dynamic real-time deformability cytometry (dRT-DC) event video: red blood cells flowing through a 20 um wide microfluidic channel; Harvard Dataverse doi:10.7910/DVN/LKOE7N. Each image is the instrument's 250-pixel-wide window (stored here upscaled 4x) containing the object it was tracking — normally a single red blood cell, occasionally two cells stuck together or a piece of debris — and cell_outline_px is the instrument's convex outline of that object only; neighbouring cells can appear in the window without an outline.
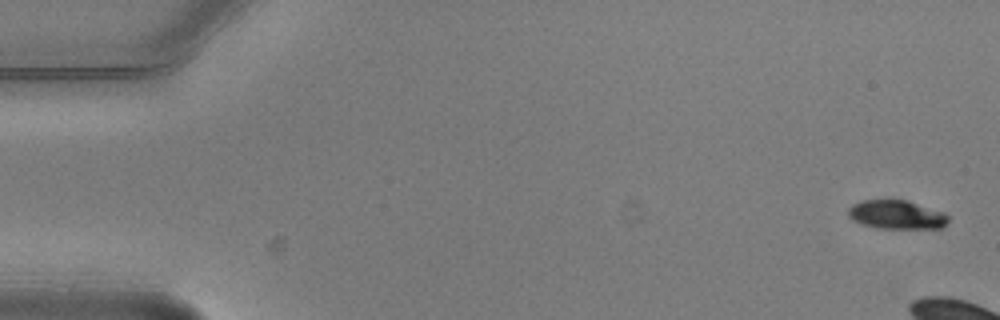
{"species": "common noctule bat (a hibernating species)", "species_latin": "Nyctalus noctula", "temperature_condition": "warm", "stored_images_in_passage": 6, "camera_frame_rate_fps": 3000, "um_per_image_px": 0.085, "animal": {"sex": "male", "body_mass_g": 20.5, "forearm_length_mm": 52.5}, "frame": {"image": 1, "passage_image": 1, "time_ms": 0.0, "image_size_px": [1000, 320], "cell_outline_px": [[948, 224], [944, 228], [876, 228], [852, 220], [848, 216], [848, 208], [852, 204], [864, 200], [888, 196], [892, 196], [908, 200], [944, 212], [948, 216]], "centroid_in_image_um": [76.2, 18.19], "position_along_channel_um": 8.8, "area_um2": 17.57}}
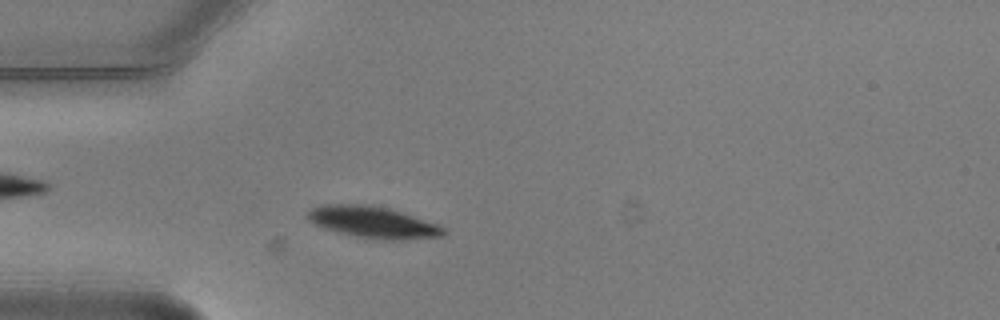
{"frame": {"image": 2, "passage_image": 6, "time_ms": 1.667, "image_size_px": [1000, 320], "cell_outline_px": [[448, 232], [440, 236], [404, 240], [384, 240], [356, 236], [336, 232], [324, 228], [308, 220], [308, 212], [312, 208], [320, 204], [364, 204], [388, 208], [440, 224]], "centroid_in_image_um": [31.73, 18.89], "position_along_channel_um": 53.3, "area_um2": 25.03}}